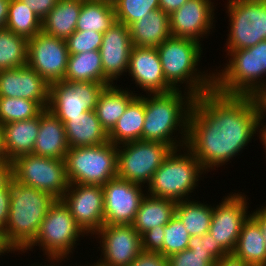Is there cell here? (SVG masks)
Here are the masks:
<instances>
[{
  "label": "cell",
  "mask_w": 266,
  "mask_h": 266,
  "mask_svg": "<svg viewBox=\"0 0 266 266\" xmlns=\"http://www.w3.org/2000/svg\"><path fill=\"white\" fill-rule=\"evenodd\" d=\"M77 266V265H76ZM79 266V265H78ZM80 266H83V265H80ZM84 266H88L87 264H85ZM89 266H99L98 264H96L95 262H94V264H91V265H89Z\"/></svg>",
  "instance_id": "obj_56"
},
{
  "label": "cell",
  "mask_w": 266,
  "mask_h": 266,
  "mask_svg": "<svg viewBox=\"0 0 266 266\" xmlns=\"http://www.w3.org/2000/svg\"><path fill=\"white\" fill-rule=\"evenodd\" d=\"M126 89V90H125ZM115 84L105 86L94 109L101 126L109 133L125 113L129 103L139 94Z\"/></svg>",
  "instance_id": "obj_26"
},
{
  "label": "cell",
  "mask_w": 266,
  "mask_h": 266,
  "mask_svg": "<svg viewBox=\"0 0 266 266\" xmlns=\"http://www.w3.org/2000/svg\"><path fill=\"white\" fill-rule=\"evenodd\" d=\"M44 109L33 100L0 97V124L37 117Z\"/></svg>",
  "instance_id": "obj_36"
},
{
  "label": "cell",
  "mask_w": 266,
  "mask_h": 266,
  "mask_svg": "<svg viewBox=\"0 0 266 266\" xmlns=\"http://www.w3.org/2000/svg\"><path fill=\"white\" fill-rule=\"evenodd\" d=\"M187 249L199 254H210L216 261L226 254L209 232L202 236H191Z\"/></svg>",
  "instance_id": "obj_41"
},
{
  "label": "cell",
  "mask_w": 266,
  "mask_h": 266,
  "mask_svg": "<svg viewBox=\"0 0 266 266\" xmlns=\"http://www.w3.org/2000/svg\"><path fill=\"white\" fill-rule=\"evenodd\" d=\"M16 180L14 160H4L0 162V190H11Z\"/></svg>",
  "instance_id": "obj_44"
},
{
  "label": "cell",
  "mask_w": 266,
  "mask_h": 266,
  "mask_svg": "<svg viewBox=\"0 0 266 266\" xmlns=\"http://www.w3.org/2000/svg\"><path fill=\"white\" fill-rule=\"evenodd\" d=\"M26 4L41 21L56 6L58 0H20Z\"/></svg>",
  "instance_id": "obj_45"
},
{
  "label": "cell",
  "mask_w": 266,
  "mask_h": 266,
  "mask_svg": "<svg viewBox=\"0 0 266 266\" xmlns=\"http://www.w3.org/2000/svg\"><path fill=\"white\" fill-rule=\"evenodd\" d=\"M69 55L64 39L41 31L28 40L27 65L49 84L64 80Z\"/></svg>",
  "instance_id": "obj_15"
},
{
  "label": "cell",
  "mask_w": 266,
  "mask_h": 266,
  "mask_svg": "<svg viewBox=\"0 0 266 266\" xmlns=\"http://www.w3.org/2000/svg\"><path fill=\"white\" fill-rule=\"evenodd\" d=\"M164 234V257L168 258L174 253H178L187 249L191 236L176 215H174L171 220L164 226Z\"/></svg>",
  "instance_id": "obj_38"
},
{
  "label": "cell",
  "mask_w": 266,
  "mask_h": 266,
  "mask_svg": "<svg viewBox=\"0 0 266 266\" xmlns=\"http://www.w3.org/2000/svg\"><path fill=\"white\" fill-rule=\"evenodd\" d=\"M203 174L206 171L186 146L172 149L146 185V194L175 202L191 199Z\"/></svg>",
  "instance_id": "obj_6"
},
{
  "label": "cell",
  "mask_w": 266,
  "mask_h": 266,
  "mask_svg": "<svg viewBox=\"0 0 266 266\" xmlns=\"http://www.w3.org/2000/svg\"><path fill=\"white\" fill-rule=\"evenodd\" d=\"M129 266H169L168 259L160 253L142 251Z\"/></svg>",
  "instance_id": "obj_43"
},
{
  "label": "cell",
  "mask_w": 266,
  "mask_h": 266,
  "mask_svg": "<svg viewBox=\"0 0 266 266\" xmlns=\"http://www.w3.org/2000/svg\"><path fill=\"white\" fill-rule=\"evenodd\" d=\"M11 190H0V231H4L9 217Z\"/></svg>",
  "instance_id": "obj_46"
},
{
  "label": "cell",
  "mask_w": 266,
  "mask_h": 266,
  "mask_svg": "<svg viewBox=\"0 0 266 266\" xmlns=\"http://www.w3.org/2000/svg\"><path fill=\"white\" fill-rule=\"evenodd\" d=\"M187 0H159V7L163 12L168 15L182 7Z\"/></svg>",
  "instance_id": "obj_50"
},
{
  "label": "cell",
  "mask_w": 266,
  "mask_h": 266,
  "mask_svg": "<svg viewBox=\"0 0 266 266\" xmlns=\"http://www.w3.org/2000/svg\"><path fill=\"white\" fill-rule=\"evenodd\" d=\"M28 40L12 31L0 29V71L27 65Z\"/></svg>",
  "instance_id": "obj_35"
},
{
  "label": "cell",
  "mask_w": 266,
  "mask_h": 266,
  "mask_svg": "<svg viewBox=\"0 0 266 266\" xmlns=\"http://www.w3.org/2000/svg\"><path fill=\"white\" fill-rule=\"evenodd\" d=\"M69 148L96 146L109 141L94 110L71 117L64 123Z\"/></svg>",
  "instance_id": "obj_25"
},
{
  "label": "cell",
  "mask_w": 266,
  "mask_h": 266,
  "mask_svg": "<svg viewBox=\"0 0 266 266\" xmlns=\"http://www.w3.org/2000/svg\"><path fill=\"white\" fill-rule=\"evenodd\" d=\"M142 95L140 93L129 103L125 113L108 133V139L114 145L142 140L145 120L144 94Z\"/></svg>",
  "instance_id": "obj_27"
},
{
  "label": "cell",
  "mask_w": 266,
  "mask_h": 266,
  "mask_svg": "<svg viewBox=\"0 0 266 266\" xmlns=\"http://www.w3.org/2000/svg\"><path fill=\"white\" fill-rule=\"evenodd\" d=\"M56 201L51 194L14 181L9 217L3 236L15 252L24 251L35 239L45 215Z\"/></svg>",
  "instance_id": "obj_4"
},
{
  "label": "cell",
  "mask_w": 266,
  "mask_h": 266,
  "mask_svg": "<svg viewBox=\"0 0 266 266\" xmlns=\"http://www.w3.org/2000/svg\"><path fill=\"white\" fill-rule=\"evenodd\" d=\"M40 114L32 119L3 124V144L6 158L15 160L33 154L39 132Z\"/></svg>",
  "instance_id": "obj_24"
},
{
  "label": "cell",
  "mask_w": 266,
  "mask_h": 266,
  "mask_svg": "<svg viewBox=\"0 0 266 266\" xmlns=\"http://www.w3.org/2000/svg\"><path fill=\"white\" fill-rule=\"evenodd\" d=\"M61 200L86 236L91 237L104 225V196L101 185L69 184Z\"/></svg>",
  "instance_id": "obj_17"
},
{
  "label": "cell",
  "mask_w": 266,
  "mask_h": 266,
  "mask_svg": "<svg viewBox=\"0 0 266 266\" xmlns=\"http://www.w3.org/2000/svg\"><path fill=\"white\" fill-rule=\"evenodd\" d=\"M65 261V259H47V260H45V261H47L48 263H50L49 265H48V263H47V265H43V264H41L40 263V265L37 263V265L35 264H32L31 266H59L60 265V263L62 262V261ZM59 261H60V263H59ZM57 263H58V265H57ZM52 264V265H51ZM56 264V265H55ZM30 266V265H29ZM62 266V265H61ZM72 266V265H71Z\"/></svg>",
  "instance_id": "obj_55"
},
{
  "label": "cell",
  "mask_w": 266,
  "mask_h": 266,
  "mask_svg": "<svg viewBox=\"0 0 266 266\" xmlns=\"http://www.w3.org/2000/svg\"><path fill=\"white\" fill-rule=\"evenodd\" d=\"M229 16L226 53L266 40V0H227Z\"/></svg>",
  "instance_id": "obj_9"
},
{
  "label": "cell",
  "mask_w": 266,
  "mask_h": 266,
  "mask_svg": "<svg viewBox=\"0 0 266 266\" xmlns=\"http://www.w3.org/2000/svg\"><path fill=\"white\" fill-rule=\"evenodd\" d=\"M5 28L29 40L42 31V21L22 1L11 0Z\"/></svg>",
  "instance_id": "obj_34"
},
{
  "label": "cell",
  "mask_w": 266,
  "mask_h": 266,
  "mask_svg": "<svg viewBox=\"0 0 266 266\" xmlns=\"http://www.w3.org/2000/svg\"><path fill=\"white\" fill-rule=\"evenodd\" d=\"M85 235L64 202L56 199L45 215L34 241L22 253L33 251V247L38 245L42 247L43 255H47L46 259L68 260L75 246L79 245L77 242L81 240L80 237Z\"/></svg>",
  "instance_id": "obj_7"
},
{
  "label": "cell",
  "mask_w": 266,
  "mask_h": 266,
  "mask_svg": "<svg viewBox=\"0 0 266 266\" xmlns=\"http://www.w3.org/2000/svg\"><path fill=\"white\" fill-rule=\"evenodd\" d=\"M14 253V251L6 244L3 232L0 231V256H4L7 253ZM4 254V255H3Z\"/></svg>",
  "instance_id": "obj_53"
},
{
  "label": "cell",
  "mask_w": 266,
  "mask_h": 266,
  "mask_svg": "<svg viewBox=\"0 0 266 266\" xmlns=\"http://www.w3.org/2000/svg\"><path fill=\"white\" fill-rule=\"evenodd\" d=\"M10 1L11 0H0V29L6 27Z\"/></svg>",
  "instance_id": "obj_51"
},
{
  "label": "cell",
  "mask_w": 266,
  "mask_h": 266,
  "mask_svg": "<svg viewBox=\"0 0 266 266\" xmlns=\"http://www.w3.org/2000/svg\"><path fill=\"white\" fill-rule=\"evenodd\" d=\"M66 82H98L105 85V74L99 50L69 55Z\"/></svg>",
  "instance_id": "obj_31"
},
{
  "label": "cell",
  "mask_w": 266,
  "mask_h": 266,
  "mask_svg": "<svg viewBox=\"0 0 266 266\" xmlns=\"http://www.w3.org/2000/svg\"><path fill=\"white\" fill-rule=\"evenodd\" d=\"M258 120L251 96H228L214 90L201 94L189 113L186 147L206 172L216 170L250 144L258 134Z\"/></svg>",
  "instance_id": "obj_1"
},
{
  "label": "cell",
  "mask_w": 266,
  "mask_h": 266,
  "mask_svg": "<svg viewBox=\"0 0 266 266\" xmlns=\"http://www.w3.org/2000/svg\"><path fill=\"white\" fill-rule=\"evenodd\" d=\"M16 181L61 199L69 187L65 160L25 154L14 160Z\"/></svg>",
  "instance_id": "obj_11"
},
{
  "label": "cell",
  "mask_w": 266,
  "mask_h": 266,
  "mask_svg": "<svg viewBox=\"0 0 266 266\" xmlns=\"http://www.w3.org/2000/svg\"><path fill=\"white\" fill-rule=\"evenodd\" d=\"M169 266H214L216 260L210 254H199L185 249L168 258Z\"/></svg>",
  "instance_id": "obj_40"
},
{
  "label": "cell",
  "mask_w": 266,
  "mask_h": 266,
  "mask_svg": "<svg viewBox=\"0 0 266 266\" xmlns=\"http://www.w3.org/2000/svg\"><path fill=\"white\" fill-rule=\"evenodd\" d=\"M194 99L189 92L180 89L144 95L145 120L142 141L160 142L172 149L186 146L188 117Z\"/></svg>",
  "instance_id": "obj_2"
},
{
  "label": "cell",
  "mask_w": 266,
  "mask_h": 266,
  "mask_svg": "<svg viewBox=\"0 0 266 266\" xmlns=\"http://www.w3.org/2000/svg\"><path fill=\"white\" fill-rule=\"evenodd\" d=\"M214 266H248L233 252L225 254Z\"/></svg>",
  "instance_id": "obj_48"
},
{
  "label": "cell",
  "mask_w": 266,
  "mask_h": 266,
  "mask_svg": "<svg viewBox=\"0 0 266 266\" xmlns=\"http://www.w3.org/2000/svg\"><path fill=\"white\" fill-rule=\"evenodd\" d=\"M100 1H107L113 3L115 0H100Z\"/></svg>",
  "instance_id": "obj_57"
},
{
  "label": "cell",
  "mask_w": 266,
  "mask_h": 266,
  "mask_svg": "<svg viewBox=\"0 0 266 266\" xmlns=\"http://www.w3.org/2000/svg\"><path fill=\"white\" fill-rule=\"evenodd\" d=\"M103 33L96 31L76 30L65 41L70 55L99 50L102 44Z\"/></svg>",
  "instance_id": "obj_39"
},
{
  "label": "cell",
  "mask_w": 266,
  "mask_h": 266,
  "mask_svg": "<svg viewBox=\"0 0 266 266\" xmlns=\"http://www.w3.org/2000/svg\"><path fill=\"white\" fill-rule=\"evenodd\" d=\"M223 197L221 203L215 207L213 205L209 233L216 244L228 254L234 251L242 227L251 213L248 211L249 198L245 193L232 192Z\"/></svg>",
  "instance_id": "obj_13"
},
{
  "label": "cell",
  "mask_w": 266,
  "mask_h": 266,
  "mask_svg": "<svg viewBox=\"0 0 266 266\" xmlns=\"http://www.w3.org/2000/svg\"><path fill=\"white\" fill-rule=\"evenodd\" d=\"M116 23L113 3L100 0H82L76 30L106 32Z\"/></svg>",
  "instance_id": "obj_32"
},
{
  "label": "cell",
  "mask_w": 266,
  "mask_h": 266,
  "mask_svg": "<svg viewBox=\"0 0 266 266\" xmlns=\"http://www.w3.org/2000/svg\"><path fill=\"white\" fill-rule=\"evenodd\" d=\"M179 201L175 215L180 219L190 236H202L209 232L212 221L213 206L194 199Z\"/></svg>",
  "instance_id": "obj_33"
},
{
  "label": "cell",
  "mask_w": 266,
  "mask_h": 266,
  "mask_svg": "<svg viewBox=\"0 0 266 266\" xmlns=\"http://www.w3.org/2000/svg\"><path fill=\"white\" fill-rule=\"evenodd\" d=\"M94 235L102 253L95 262L99 266H129L143 251L141 235L132 225H103Z\"/></svg>",
  "instance_id": "obj_14"
},
{
  "label": "cell",
  "mask_w": 266,
  "mask_h": 266,
  "mask_svg": "<svg viewBox=\"0 0 266 266\" xmlns=\"http://www.w3.org/2000/svg\"><path fill=\"white\" fill-rule=\"evenodd\" d=\"M156 49L166 82L174 90H181L185 84L184 91L186 90L194 97L213 90V71L212 73L210 71L208 73L207 70L201 72L199 70L201 68H198L203 53L202 43L193 39L171 36Z\"/></svg>",
  "instance_id": "obj_3"
},
{
  "label": "cell",
  "mask_w": 266,
  "mask_h": 266,
  "mask_svg": "<svg viewBox=\"0 0 266 266\" xmlns=\"http://www.w3.org/2000/svg\"><path fill=\"white\" fill-rule=\"evenodd\" d=\"M227 56L229 61L224 68L213 73L214 91L228 96H252L266 84V40Z\"/></svg>",
  "instance_id": "obj_5"
},
{
  "label": "cell",
  "mask_w": 266,
  "mask_h": 266,
  "mask_svg": "<svg viewBox=\"0 0 266 266\" xmlns=\"http://www.w3.org/2000/svg\"><path fill=\"white\" fill-rule=\"evenodd\" d=\"M7 160L3 144V125L0 124V162Z\"/></svg>",
  "instance_id": "obj_54"
},
{
  "label": "cell",
  "mask_w": 266,
  "mask_h": 266,
  "mask_svg": "<svg viewBox=\"0 0 266 266\" xmlns=\"http://www.w3.org/2000/svg\"><path fill=\"white\" fill-rule=\"evenodd\" d=\"M69 145L64 123L47 108L40 113L39 132L33 154L65 160Z\"/></svg>",
  "instance_id": "obj_22"
},
{
  "label": "cell",
  "mask_w": 266,
  "mask_h": 266,
  "mask_svg": "<svg viewBox=\"0 0 266 266\" xmlns=\"http://www.w3.org/2000/svg\"><path fill=\"white\" fill-rule=\"evenodd\" d=\"M264 205L265 206H261V208L260 207L256 208L253 212L251 211V216L261 226V231L265 239V245H266V204Z\"/></svg>",
  "instance_id": "obj_49"
},
{
  "label": "cell",
  "mask_w": 266,
  "mask_h": 266,
  "mask_svg": "<svg viewBox=\"0 0 266 266\" xmlns=\"http://www.w3.org/2000/svg\"><path fill=\"white\" fill-rule=\"evenodd\" d=\"M177 202L171 199L145 195L132 223L140 235L156 226H165L175 215Z\"/></svg>",
  "instance_id": "obj_28"
},
{
  "label": "cell",
  "mask_w": 266,
  "mask_h": 266,
  "mask_svg": "<svg viewBox=\"0 0 266 266\" xmlns=\"http://www.w3.org/2000/svg\"><path fill=\"white\" fill-rule=\"evenodd\" d=\"M164 226H156L141 235L143 251L160 253L163 255Z\"/></svg>",
  "instance_id": "obj_42"
},
{
  "label": "cell",
  "mask_w": 266,
  "mask_h": 266,
  "mask_svg": "<svg viewBox=\"0 0 266 266\" xmlns=\"http://www.w3.org/2000/svg\"><path fill=\"white\" fill-rule=\"evenodd\" d=\"M105 85L98 82H66L50 83V110L63 123L71 117L94 110L98 97Z\"/></svg>",
  "instance_id": "obj_12"
},
{
  "label": "cell",
  "mask_w": 266,
  "mask_h": 266,
  "mask_svg": "<svg viewBox=\"0 0 266 266\" xmlns=\"http://www.w3.org/2000/svg\"><path fill=\"white\" fill-rule=\"evenodd\" d=\"M133 45L129 27L116 22L103 33L100 46L101 62L105 74V86L117 84L123 74L127 73L130 51Z\"/></svg>",
  "instance_id": "obj_19"
},
{
  "label": "cell",
  "mask_w": 266,
  "mask_h": 266,
  "mask_svg": "<svg viewBox=\"0 0 266 266\" xmlns=\"http://www.w3.org/2000/svg\"><path fill=\"white\" fill-rule=\"evenodd\" d=\"M233 253L248 266H266L265 239L252 216L244 223Z\"/></svg>",
  "instance_id": "obj_30"
},
{
  "label": "cell",
  "mask_w": 266,
  "mask_h": 266,
  "mask_svg": "<svg viewBox=\"0 0 266 266\" xmlns=\"http://www.w3.org/2000/svg\"><path fill=\"white\" fill-rule=\"evenodd\" d=\"M144 188L142 184L118 177L104 184V225H132L146 195Z\"/></svg>",
  "instance_id": "obj_16"
},
{
  "label": "cell",
  "mask_w": 266,
  "mask_h": 266,
  "mask_svg": "<svg viewBox=\"0 0 266 266\" xmlns=\"http://www.w3.org/2000/svg\"><path fill=\"white\" fill-rule=\"evenodd\" d=\"M212 0H187L170 14V31L173 37L193 39L199 43L215 28V5ZM208 34V35H207ZM202 38V39H201Z\"/></svg>",
  "instance_id": "obj_18"
},
{
  "label": "cell",
  "mask_w": 266,
  "mask_h": 266,
  "mask_svg": "<svg viewBox=\"0 0 266 266\" xmlns=\"http://www.w3.org/2000/svg\"><path fill=\"white\" fill-rule=\"evenodd\" d=\"M172 151L169 145L137 140L117 146V177L146 185Z\"/></svg>",
  "instance_id": "obj_10"
},
{
  "label": "cell",
  "mask_w": 266,
  "mask_h": 266,
  "mask_svg": "<svg viewBox=\"0 0 266 266\" xmlns=\"http://www.w3.org/2000/svg\"><path fill=\"white\" fill-rule=\"evenodd\" d=\"M65 167L70 184L103 186L117 177V146L108 141L96 146L69 148Z\"/></svg>",
  "instance_id": "obj_8"
},
{
  "label": "cell",
  "mask_w": 266,
  "mask_h": 266,
  "mask_svg": "<svg viewBox=\"0 0 266 266\" xmlns=\"http://www.w3.org/2000/svg\"><path fill=\"white\" fill-rule=\"evenodd\" d=\"M49 92L50 84L28 65L0 71V97L33 100L46 109Z\"/></svg>",
  "instance_id": "obj_20"
},
{
  "label": "cell",
  "mask_w": 266,
  "mask_h": 266,
  "mask_svg": "<svg viewBox=\"0 0 266 266\" xmlns=\"http://www.w3.org/2000/svg\"><path fill=\"white\" fill-rule=\"evenodd\" d=\"M133 46L156 48L171 37L170 16L156 9L129 26Z\"/></svg>",
  "instance_id": "obj_23"
},
{
  "label": "cell",
  "mask_w": 266,
  "mask_h": 266,
  "mask_svg": "<svg viewBox=\"0 0 266 266\" xmlns=\"http://www.w3.org/2000/svg\"><path fill=\"white\" fill-rule=\"evenodd\" d=\"M252 99L257 108L259 120H264L266 117V84H263L252 96Z\"/></svg>",
  "instance_id": "obj_47"
},
{
  "label": "cell",
  "mask_w": 266,
  "mask_h": 266,
  "mask_svg": "<svg viewBox=\"0 0 266 266\" xmlns=\"http://www.w3.org/2000/svg\"><path fill=\"white\" fill-rule=\"evenodd\" d=\"M82 0H58L42 21V32L66 40L76 31Z\"/></svg>",
  "instance_id": "obj_29"
},
{
  "label": "cell",
  "mask_w": 266,
  "mask_h": 266,
  "mask_svg": "<svg viewBox=\"0 0 266 266\" xmlns=\"http://www.w3.org/2000/svg\"><path fill=\"white\" fill-rule=\"evenodd\" d=\"M116 22L130 26L153 10L160 9L159 0H115Z\"/></svg>",
  "instance_id": "obj_37"
},
{
  "label": "cell",
  "mask_w": 266,
  "mask_h": 266,
  "mask_svg": "<svg viewBox=\"0 0 266 266\" xmlns=\"http://www.w3.org/2000/svg\"><path fill=\"white\" fill-rule=\"evenodd\" d=\"M258 137H259L260 142H261V144H262V146L266 152V123H264L262 120H258Z\"/></svg>",
  "instance_id": "obj_52"
},
{
  "label": "cell",
  "mask_w": 266,
  "mask_h": 266,
  "mask_svg": "<svg viewBox=\"0 0 266 266\" xmlns=\"http://www.w3.org/2000/svg\"><path fill=\"white\" fill-rule=\"evenodd\" d=\"M127 72L135 86L147 93H166L174 90L164 77L156 48L133 46Z\"/></svg>",
  "instance_id": "obj_21"
}]
</instances>
